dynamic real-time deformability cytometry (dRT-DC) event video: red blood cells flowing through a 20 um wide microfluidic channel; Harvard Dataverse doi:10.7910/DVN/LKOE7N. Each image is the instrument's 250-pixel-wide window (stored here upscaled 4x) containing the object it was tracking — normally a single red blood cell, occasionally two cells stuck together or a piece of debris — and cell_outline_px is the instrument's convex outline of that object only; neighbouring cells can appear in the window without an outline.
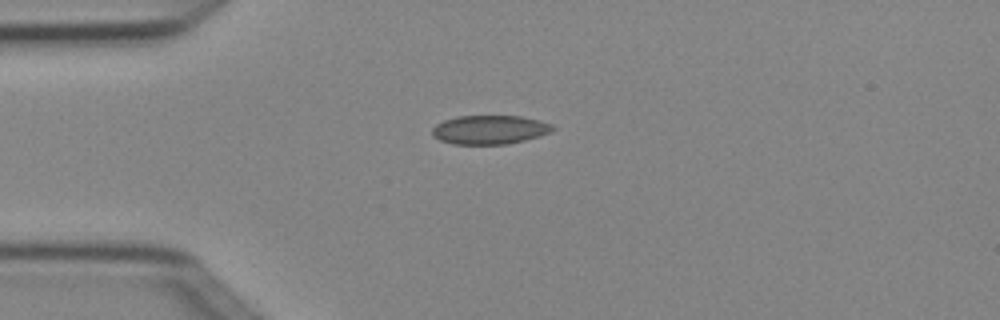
{"species": "Egyptian fruit bat (a non-hibernating species)", "species_latin": "Rousettus aegyptiacus", "temperature_condition": "cold", "stored_images_in_passage": 4, "camera_frame_rate_fps": 3000, "um_per_image_px": 0.085, "animal": {"sex": "female"}, "frame": {"image": 1, "passage_image": 1, "time_ms": 0.0, "image_size_px": [1000, 320], "cell_outline_px": [[556, 128], [552, 132], [540, 136], [524, 140], [504, 144], [452, 144], [440, 140], [432, 136], [432, 128], [436, 124], [444, 120], [456, 116], [520, 116], [540, 120], [552, 124]], "centroid_in_image_um": [41.63, 11.02], "position_along_channel_um": 43.4, "area_um2": 20.4}}
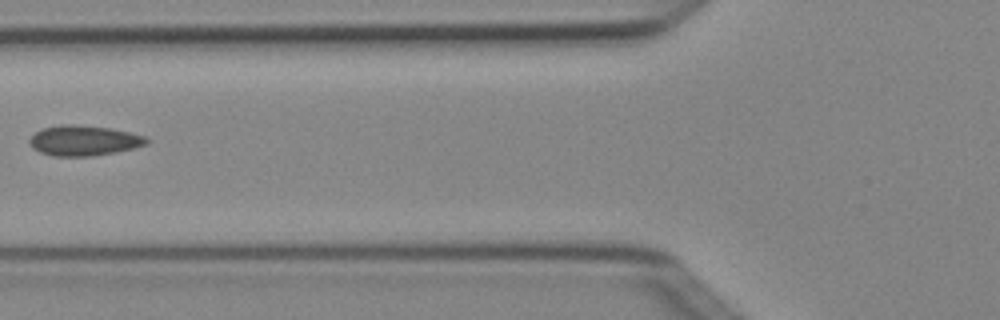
{"frame": {"image": 2, "passage_image": 3, "time_ms": 0.667, "image_size_px": [1000, 320], "cell_outline_px": [[148, 144], [116, 152], [92, 156], [52, 156], [40, 152], [32, 148], [28, 140], [36, 132], [44, 128], [64, 124], [72, 124], [112, 128], [144, 136], [148, 140]], "centroid_in_image_um": [7.11, 11.95], "position_along_channel_um": 118.7, "area_um2": 20.52}}
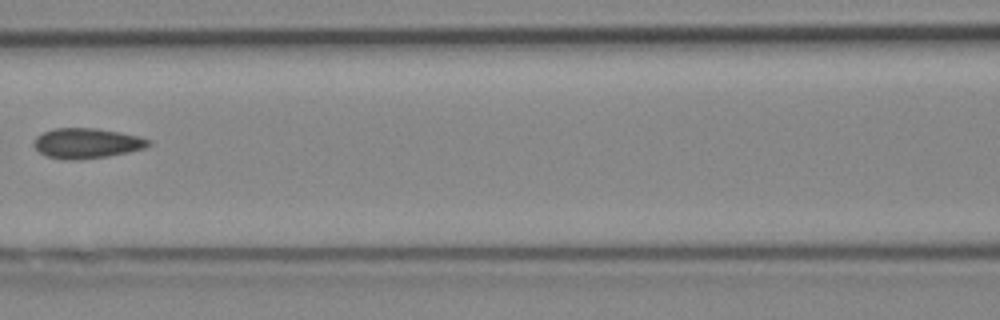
{"frame": {"image": 3, "passage_image": 4, "time_ms": 1.0, "image_size_px": [1000, 320], "cell_outline_px": [[152, 144], [144, 148], [128, 152], [108, 156], [76, 160], [60, 160], [48, 156], [40, 152], [32, 144], [36, 136], [52, 128], [96, 128], [120, 132], [140, 136], [152, 140]], "centroid_in_image_um": [7.38, 12.17], "position_along_channel_um": 159.2, "area_um2": 20.35}}